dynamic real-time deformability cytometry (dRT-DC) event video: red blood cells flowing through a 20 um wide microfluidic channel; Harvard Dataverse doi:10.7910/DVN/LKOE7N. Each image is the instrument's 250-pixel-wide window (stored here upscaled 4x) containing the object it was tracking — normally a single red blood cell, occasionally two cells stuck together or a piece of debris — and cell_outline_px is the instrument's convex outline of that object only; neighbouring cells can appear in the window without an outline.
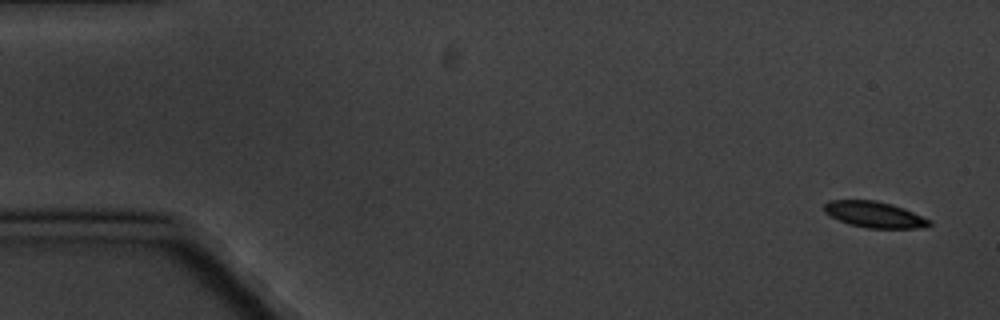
{"species": "common noctule bat (a hibernating species)", "species_latin": "Nyctalus noctula", "temperature_condition": "cold", "stored_images_in_passage": 10, "camera_frame_rate_fps": 3000, "um_per_image_px": 0.085, "animal": {"sex": "male", "body_mass_g": 20.1, "forearm_length_mm": 53.5}, "frame": {"image": 1, "passage_image": 1, "time_ms": 0.0, "image_size_px": [1000, 320], "cell_outline_px": [[932, 224], [924, 228], [868, 228], [848, 224], [824, 212], [824, 204], [828, 200], [876, 200], [892, 204], [904, 208], [932, 220]], "centroid_in_image_um": [74.36, 18.23], "position_along_channel_um": 10.6, "area_um2": 16.07}}
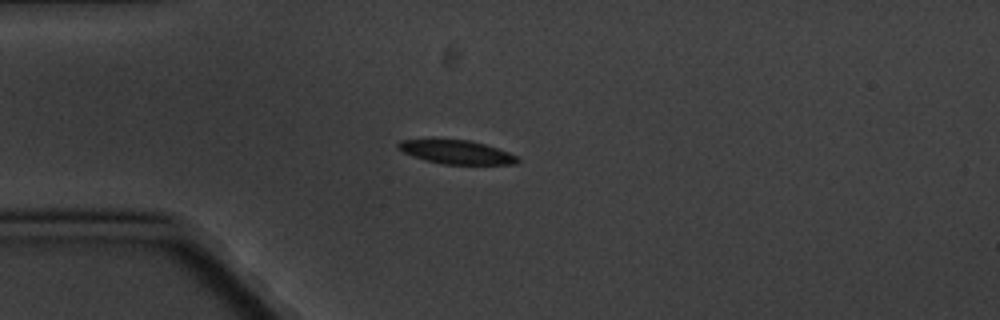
{"frame": {"image": 2, "passage_image": 4, "time_ms": 4.333, "image_size_px": [1000, 320], "cell_outline_px": [[520, 160], [516, 164], [444, 164], [424, 160], [412, 156], [396, 148], [396, 144], [400, 140], [468, 140], [484, 144], [508, 152], [516, 156]], "centroid_in_image_um": [38.77, 12.94], "position_along_channel_um": 46.2, "area_um2": 16.24}}
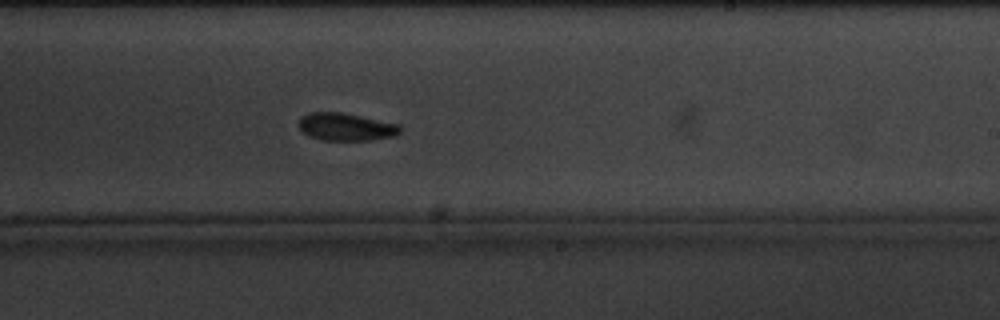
{"frame": {"image": 3, "passage_image": 10, "time_ms": 11.333, "image_size_px": [1000, 320], "cell_outline_px": [[400, 132], [396, 136], [372, 140], [320, 140], [308, 136], [296, 124], [300, 116], [308, 112], [340, 112], [400, 124]], "centroid_in_image_um": [29.37, 10.78], "position_along_channel_um": 259.6, "area_um2": 16.53}}